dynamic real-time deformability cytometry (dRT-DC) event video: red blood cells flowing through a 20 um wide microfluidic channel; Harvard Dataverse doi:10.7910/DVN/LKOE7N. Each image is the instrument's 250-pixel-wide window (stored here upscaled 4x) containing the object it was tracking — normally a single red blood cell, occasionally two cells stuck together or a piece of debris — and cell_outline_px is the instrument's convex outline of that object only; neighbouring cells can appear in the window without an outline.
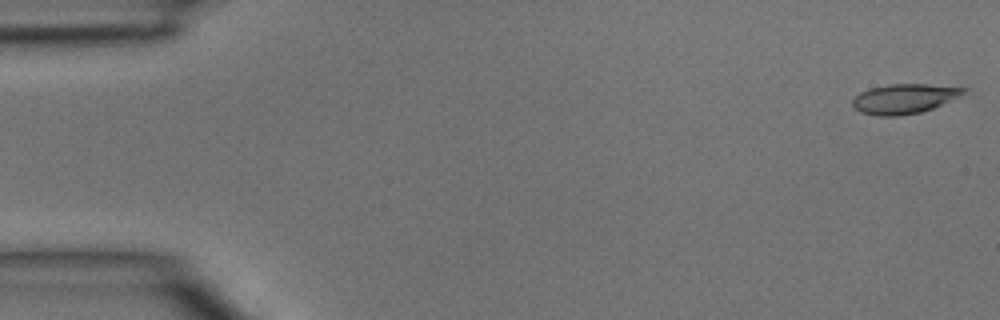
{"species": "common noctule bat (a hibernating species)", "species_latin": "Nyctalus noctula", "temperature_condition": "room temperature", "stored_images_in_passage": 4, "camera_frame_rate_fps": 3000, "um_per_image_px": 0.085, "animal": {"sex": "male", "body_mass_g": 15.6}, "frame": {"image": 1, "passage_image": 1, "time_ms": 0.0, "image_size_px": [1000, 320], "cell_outline_px": [[968, 88], [960, 96], [932, 108], [920, 112], [896, 116], [876, 116], [860, 112], [852, 104], [852, 100], [860, 92], [872, 88], [888, 84], [928, 84]], "centroid_in_image_um": [76.84, 8.39], "position_along_channel_um": 8.2, "area_um2": 19.02}}
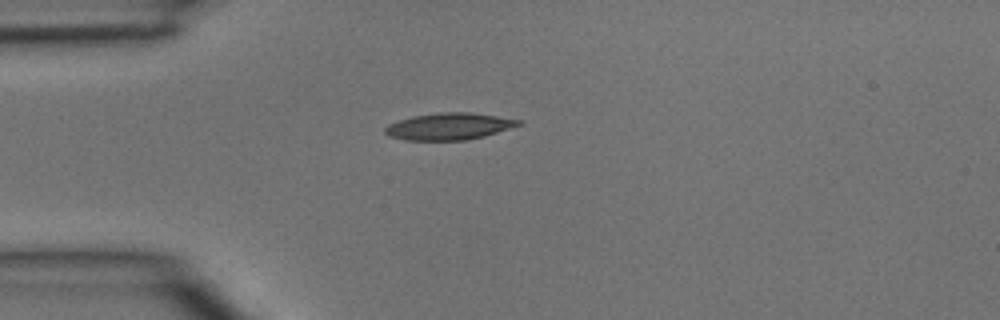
{"frame": {"image": 2, "passage_image": 4, "time_ms": 1.0, "image_size_px": [1000, 320], "cell_outline_px": [[524, 124], [484, 136], [464, 140], [404, 140], [388, 136], [384, 132], [384, 128], [388, 124], [412, 116], [440, 112], [468, 112], [496, 116], [520, 120]], "centroid_in_image_um": [38.14, 10.74], "position_along_channel_um": 46.9, "area_um2": 20.81}}